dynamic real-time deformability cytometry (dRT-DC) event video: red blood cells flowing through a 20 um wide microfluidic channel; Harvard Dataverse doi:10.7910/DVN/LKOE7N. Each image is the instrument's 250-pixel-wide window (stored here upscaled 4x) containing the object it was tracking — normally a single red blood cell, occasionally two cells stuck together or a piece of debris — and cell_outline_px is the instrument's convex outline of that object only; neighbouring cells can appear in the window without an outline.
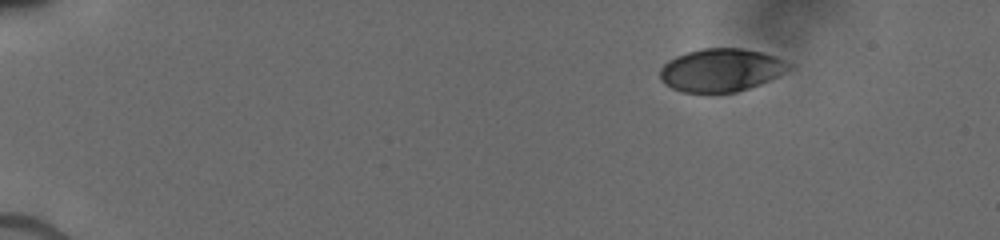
{"species": "human", "species_latin": "Homo sapiens", "temperature_condition": "cold", "stored_images_in_passage": 7, "camera_frame_rate_fps": 3000, "um_per_image_px": 0.085, "donor": {"sex": "male"}, "frame": {"image": 1, "passage_image": 1, "time_ms": 0.0, "image_size_px": [1000, 240], "cell_outline_px": [[792, 68], [768, 80], [748, 88], [736, 92], [684, 92], [672, 88], [664, 84], [660, 80], [660, 68], [668, 60], [676, 56], [688, 52], [704, 48], [740, 48], [760, 52], [776, 56], [792, 64]], "centroid_in_image_um": [61.27, 5.95], "position_along_channel_um": 23.7, "area_um2": 32.08}}
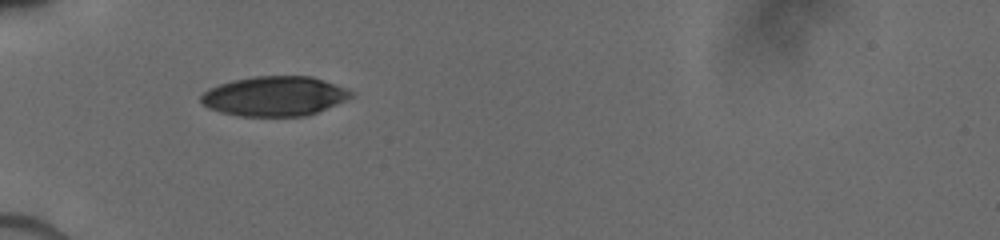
{"frame": {"image": 2, "passage_image": 6, "time_ms": 3.667, "image_size_px": [1000, 240], "cell_outline_px": [[352, 96], [336, 104], [316, 112], [304, 116], [236, 116], [220, 112], [208, 108], [200, 100], [200, 96], [208, 88], [232, 80], [256, 76], [312, 76], [344, 88], [352, 92]], "centroid_in_image_um": [23.27, 8.17], "position_along_channel_um": 61.7, "area_um2": 34.45}}